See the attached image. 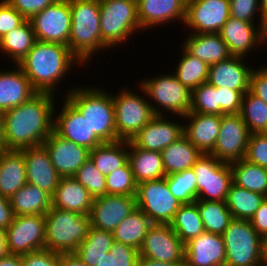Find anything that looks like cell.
I'll return each instance as SVG.
<instances>
[{
	"instance_id": "6da1fadb",
	"label": "cell",
	"mask_w": 267,
	"mask_h": 266,
	"mask_svg": "<svg viewBox=\"0 0 267 266\" xmlns=\"http://www.w3.org/2000/svg\"><path fill=\"white\" fill-rule=\"evenodd\" d=\"M54 95L37 93L3 113L6 150L42 145L54 130Z\"/></svg>"
},
{
	"instance_id": "7a4b0ae2",
	"label": "cell",
	"mask_w": 267,
	"mask_h": 266,
	"mask_svg": "<svg viewBox=\"0 0 267 266\" xmlns=\"http://www.w3.org/2000/svg\"><path fill=\"white\" fill-rule=\"evenodd\" d=\"M76 63L83 65L68 46L36 41L32 49L17 65L38 93L55 95L54 91L60 79L62 80Z\"/></svg>"
},
{
	"instance_id": "3957f363",
	"label": "cell",
	"mask_w": 267,
	"mask_h": 266,
	"mask_svg": "<svg viewBox=\"0 0 267 266\" xmlns=\"http://www.w3.org/2000/svg\"><path fill=\"white\" fill-rule=\"evenodd\" d=\"M69 4L72 23L68 47L82 64H87L96 51L107 49L100 32V2L69 0Z\"/></svg>"
},
{
	"instance_id": "277c9868",
	"label": "cell",
	"mask_w": 267,
	"mask_h": 266,
	"mask_svg": "<svg viewBox=\"0 0 267 266\" xmlns=\"http://www.w3.org/2000/svg\"><path fill=\"white\" fill-rule=\"evenodd\" d=\"M68 91L65 98L86 119L91 132L102 142L117 141L112 94L96 87H74Z\"/></svg>"
},
{
	"instance_id": "5b68a950",
	"label": "cell",
	"mask_w": 267,
	"mask_h": 266,
	"mask_svg": "<svg viewBox=\"0 0 267 266\" xmlns=\"http://www.w3.org/2000/svg\"><path fill=\"white\" fill-rule=\"evenodd\" d=\"M89 215L52 207L45 214V249L74 253L90 227Z\"/></svg>"
},
{
	"instance_id": "8992f818",
	"label": "cell",
	"mask_w": 267,
	"mask_h": 266,
	"mask_svg": "<svg viewBox=\"0 0 267 266\" xmlns=\"http://www.w3.org/2000/svg\"><path fill=\"white\" fill-rule=\"evenodd\" d=\"M100 32L106 48L127 41L141 30L137 15V2L133 0H99ZM140 28V29H139Z\"/></svg>"
},
{
	"instance_id": "52a82bcc",
	"label": "cell",
	"mask_w": 267,
	"mask_h": 266,
	"mask_svg": "<svg viewBox=\"0 0 267 266\" xmlns=\"http://www.w3.org/2000/svg\"><path fill=\"white\" fill-rule=\"evenodd\" d=\"M225 264L230 266H265L262 257V238L250 220L233 219L222 235Z\"/></svg>"
},
{
	"instance_id": "ba28073f",
	"label": "cell",
	"mask_w": 267,
	"mask_h": 266,
	"mask_svg": "<svg viewBox=\"0 0 267 266\" xmlns=\"http://www.w3.org/2000/svg\"><path fill=\"white\" fill-rule=\"evenodd\" d=\"M139 85L143 94L159 105L160 108L150 104L155 115H164V112H161L164 109L180 117L190 112L192 91L178 81L174 73L142 80Z\"/></svg>"
},
{
	"instance_id": "9c48e42d",
	"label": "cell",
	"mask_w": 267,
	"mask_h": 266,
	"mask_svg": "<svg viewBox=\"0 0 267 266\" xmlns=\"http://www.w3.org/2000/svg\"><path fill=\"white\" fill-rule=\"evenodd\" d=\"M128 90L112 95L117 140L121 141H131L155 116L150 106L151 102L141 97L142 95H136L132 90Z\"/></svg>"
},
{
	"instance_id": "30bf717a",
	"label": "cell",
	"mask_w": 267,
	"mask_h": 266,
	"mask_svg": "<svg viewBox=\"0 0 267 266\" xmlns=\"http://www.w3.org/2000/svg\"><path fill=\"white\" fill-rule=\"evenodd\" d=\"M192 168L197 180V200L225 202L233 183L230 164L202 153Z\"/></svg>"
},
{
	"instance_id": "8fae6325",
	"label": "cell",
	"mask_w": 267,
	"mask_h": 266,
	"mask_svg": "<svg viewBox=\"0 0 267 266\" xmlns=\"http://www.w3.org/2000/svg\"><path fill=\"white\" fill-rule=\"evenodd\" d=\"M136 203L153 224H170L182 205L169 191L165 178L139 183Z\"/></svg>"
},
{
	"instance_id": "7c38bea8",
	"label": "cell",
	"mask_w": 267,
	"mask_h": 266,
	"mask_svg": "<svg viewBox=\"0 0 267 266\" xmlns=\"http://www.w3.org/2000/svg\"><path fill=\"white\" fill-rule=\"evenodd\" d=\"M36 40L68 46L71 33L69 0H57L30 20Z\"/></svg>"
},
{
	"instance_id": "4fadbf2b",
	"label": "cell",
	"mask_w": 267,
	"mask_h": 266,
	"mask_svg": "<svg viewBox=\"0 0 267 266\" xmlns=\"http://www.w3.org/2000/svg\"><path fill=\"white\" fill-rule=\"evenodd\" d=\"M250 133L240 113L221 115L219 134L213 151L217 160L233 163L244 159Z\"/></svg>"
},
{
	"instance_id": "5bb4252c",
	"label": "cell",
	"mask_w": 267,
	"mask_h": 266,
	"mask_svg": "<svg viewBox=\"0 0 267 266\" xmlns=\"http://www.w3.org/2000/svg\"><path fill=\"white\" fill-rule=\"evenodd\" d=\"M10 253L23 255L45 249V215L14 216L6 229Z\"/></svg>"
},
{
	"instance_id": "9a60e30c",
	"label": "cell",
	"mask_w": 267,
	"mask_h": 266,
	"mask_svg": "<svg viewBox=\"0 0 267 266\" xmlns=\"http://www.w3.org/2000/svg\"><path fill=\"white\" fill-rule=\"evenodd\" d=\"M139 256L160 262L185 263V244L170 224H153L145 235Z\"/></svg>"
},
{
	"instance_id": "2e32d148",
	"label": "cell",
	"mask_w": 267,
	"mask_h": 266,
	"mask_svg": "<svg viewBox=\"0 0 267 266\" xmlns=\"http://www.w3.org/2000/svg\"><path fill=\"white\" fill-rule=\"evenodd\" d=\"M230 17V0H187L184 24L192 33H219Z\"/></svg>"
},
{
	"instance_id": "e0dca14e",
	"label": "cell",
	"mask_w": 267,
	"mask_h": 266,
	"mask_svg": "<svg viewBox=\"0 0 267 266\" xmlns=\"http://www.w3.org/2000/svg\"><path fill=\"white\" fill-rule=\"evenodd\" d=\"M136 208V196L106 194L96 197L89 214L90 225L99 230L114 232Z\"/></svg>"
},
{
	"instance_id": "ac0fdd59",
	"label": "cell",
	"mask_w": 267,
	"mask_h": 266,
	"mask_svg": "<svg viewBox=\"0 0 267 266\" xmlns=\"http://www.w3.org/2000/svg\"><path fill=\"white\" fill-rule=\"evenodd\" d=\"M61 177H72L89 158L90 150L59 136L54 130L42 143Z\"/></svg>"
},
{
	"instance_id": "d6986e66",
	"label": "cell",
	"mask_w": 267,
	"mask_h": 266,
	"mask_svg": "<svg viewBox=\"0 0 267 266\" xmlns=\"http://www.w3.org/2000/svg\"><path fill=\"white\" fill-rule=\"evenodd\" d=\"M62 110L54 117V131L64 139L86 147L90 151L103 142L93 133L86 119L67 100L63 102Z\"/></svg>"
},
{
	"instance_id": "ffe728a7",
	"label": "cell",
	"mask_w": 267,
	"mask_h": 266,
	"mask_svg": "<svg viewBox=\"0 0 267 266\" xmlns=\"http://www.w3.org/2000/svg\"><path fill=\"white\" fill-rule=\"evenodd\" d=\"M19 151L25 160L27 183L45 190L52 196L61 176L53 166L46 148L39 145L22 148Z\"/></svg>"
},
{
	"instance_id": "44dd1931",
	"label": "cell",
	"mask_w": 267,
	"mask_h": 266,
	"mask_svg": "<svg viewBox=\"0 0 267 266\" xmlns=\"http://www.w3.org/2000/svg\"><path fill=\"white\" fill-rule=\"evenodd\" d=\"M254 23L241 21L229 17L224 26L220 29L219 35L227 44L232 56L245 57L255 44L267 42V33L261 28L254 26Z\"/></svg>"
},
{
	"instance_id": "7402d4cb",
	"label": "cell",
	"mask_w": 267,
	"mask_h": 266,
	"mask_svg": "<svg viewBox=\"0 0 267 266\" xmlns=\"http://www.w3.org/2000/svg\"><path fill=\"white\" fill-rule=\"evenodd\" d=\"M183 135L182 124L165 119V115H155L131 142L143 150L162 152Z\"/></svg>"
},
{
	"instance_id": "603a6c76",
	"label": "cell",
	"mask_w": 267,
	"mask_h": 266,
	"mask_svg": "<svg viewBox=\"0 0 267 266\" xmlns=\"http://www.w3.org/2000/svg\"><path fill=\"white\" fill-rule=\"evenodd\" d=\"M243 58L230 56L222 62L210 65L207 82L214 87H225L245 94L250 90V75L253 67L245 65Z\"/></svg>"
},
{
	"instance_id": "cb8c5ba5",
	"label": "cell",
	"mask_w": 267,
	"mask_h": 266,
	"mask_svg": "<svg viewBox=\"0 0 267 266\" xmlns=\"http://www.w3.org/2000/svg\"><path fill=\"white\" fill-rule=\"evenodd\" d=\"M226 251L222 235L203 232L185 244L184 266L225 264Z\"/></svg>"
},
{
	"instance_id": "d4e9b609",
	"label": "cell",
	"mask_w": 267,
	"mask_h": 266,
	"mask_svg": "<svg viewBox=\"0 0 267 266\" xmlns=\"http://www.w3.org/2000/svg\"><path fill=\"white\" fill-rule=\"evenodd\" d=\"M187 0H138L137 15L141 29L182 21L184 23Z\"/></svg>"
},
{
	"instance_id": "484cf974",
	"label": "cell",
	"mask_w": 267,
	"mask_h": 266,
	"mask_svg": "<svg viewBox=\"0 0 267 266\" xmlns=\"http://www.w3.org/2000/svg\"><path fill=\"white\" fill-rule=\"evenodd\" d=\"M183 117V119L191 120L187 125L183 124L184 136L201 153L210 154L214 149L219 134L221 115L189 112Z\"/></svg>"
},
{
	"instance_id": "4316f807",
	"label": "cell",
	"mask_w": 267,
	"mask_h": 266,
	"mask_svg": "<svg viewBox=\"0 0 267 266\" xmlns=\"http://www.w3.org/2000/svg\"><path fill=\"white\" fill-rule=\"evenodd\" d=\"M0 71V112L4 113L30 100L38 92L22 69Z\"/></svg>"
},
{
	"instance_id": "83f0119b",
	"label": "cell",
	"mask_w": 267,
	"mask_h": 266,
	"mask_svg": "<svg viewBox=\"0 0 267 266\" xmlns=\"http://www.w3.org/2000/svg\"><path fill=\"white\" fill-rule=\"evenodd\" d=\"M93 199L88 190L73 176L61 177L52 195V207L89 215Z\"/></svg>"
},
{
	"instance_id": "f1b7e54d",
	"label": "cell",
	"mask_w": 267,
	"mask_h": 266,
	"mask_svg": "<svg viewBox=\"0 0 267 266\" xmlns=\"http://www.w3.org/2000/svg\"><path fill=\"white\" fill-rule=\"evenodd\" d=\"M182 44L192 56L209 66L232 56L219 33H191Z\"/></svg>"
},
{
	"instance_id": "f546056e",
	"label": "cell",
	"mask_w": 267,
	"mask_h": 266,
	"mask_svg": "<svg viewBox=\"0 0 267 266\" xmlns=\"http://www.w3.org/2000/svg\"><path fill=\"white\" fill-rule=\"evenodd\" d=\"M26 169L23 154L19 150L0 153V195L10 199L25 184Z\"/></svg>"
},
{
	"instance_id": "4dcf8cb0",
	"label": "cell",
	"mask_w": 267,
	"mask_h": 266,
	"mask_svg": "<svg viewBox=\"0 0 267 266\" xmlns=\"http://www.w3.org/2000/svg\"><path fill=\"white\" fill-rule=\"evenodd\" d=\"M128 147V162L137 184L162 179L166 176L161 152L143 150L131 141H128Z\"/></svg>"
},
{
	"instance_id": "1f68e13d",
	"label": "cell",
	"mask_w": 267,
	"mask_h": 266,
	"mask_svg": "<svg viewBox=\"0 0 267 266\" xmlns=\"http://www.w3.org/2000/svg\"><path fill=\"white\" fill-rule=\"evenodd\" d=\"M9 200L14 216L45 215L52 208V196L30 183H26Z\"/></svg>"
},
{
	"instance_id": "d6a6232c",
	"label": "cell",
	"mask_w": 267,
	"mask_h": 266,
	"mask_svg": "<svg viewBox=\"0 0 267 266\" xmlns=\"http://www.w3.org/2000/svg\"><path fill=\"white\" fill-rule=\"evenodd\" d=\"M161 153L166 176L192 168L202 155L184 135L171 143Z\"/></svg>"
},
{
	"instance_id": "836d02e7",
	"label": "cell",
	"mask_w": 267,
	"mask_h": 266,
	"mask_svg": "<svg viewBox=\"0 0 267 266\" xmlns=\"http://www.w3.org/2000/svg\"><path fill=\"white\" fill-rule=\"evenodd\" d=\"M89 158L106 177L128 162V141L103 142L90 151Z\"/></svg>"
},
{
	"instance_id": "e575fe53",
	"label": "cell",
	"mask_w": 267,
	"mask_h": 266,
	"mask_svg": "<svg viewBox=\"0 0 267 266\" xmlns=\"http://www.w3.org/2000/svg\"><path fill=\"white\" fill-rule=\"evenodd\" d=\"M153 225L149 217L139 208H136L114 230V240L129 245L139 251L145 235Z\"/></svg>"
},
{
	"instance_id": "d590c367",
	"label": "cell",
	"mask_w": 267,
	"mask_h": 266,
	"mask_svg": "<svg viewBox=\"0 0 267 266\" xmlns=\"http://www.w3.org/2000/svg\"><path fill=\"white\" fill-rule=\"evenodd\" d=\"M114 241L113 232L99 230L90 226L87 236L80 243L74 254L87 266H96L97 262L110 251Z\"/></svg>"
},
{
	"instance_id": "8d00e7d4",
	"label": "cell",
	"mask_w": 267,
	"mask_h": 266,
	"mask_svg": "<svg viewBox=\"0 0 267 266\" xmlns=\"http://www.w3.org/2000/svg\"><path fill=\"white\" fill-rule=\"evenodd\" d=\"M32 24L26 20L21 26L13 29L0 39V51L18 64L32 49L36 42Z\"/></svg>"
},
{
	"instance_id": "74e56055",
	"label": "cell",
	"mask_w": 267,
	"mask_h": 266,
	"mask_svg": "<svg viewBox=\"0 0 267 266\" xmlns=\"http://www.w3.org/2000/svg\"><path fill=\"white\" fill-rule=\"evenodd\" d=\"M266 196L249 191L232 183L226 198V205L233 219L251 220Z\"/></svg>"
},
{
	"instance_id": "f35d334b",
	"label": "cell",
	"mask_w": 267,
	"mask_h": 266,
	"mask_svg": "<svg viewBox=\"0 0 267 266\" xmlns=\"http://www.w3.org/2000/svg\"><path fill=\"white\" fill-rule=\"evenodd\" d=\"M233 183L267 197V168L248 162L246 159L230 164Z\"/></svg>"
},
{
	"instance_id": "ab89813d",
	"label": "cell",
	"mask_w": 267,
	"mask_h": 266,
	"mask_svg": "<svg viewBox=\"0 0 267 266\" xmlns=\"http://www.w3.org/2000/svg\"><path fill=\"white\" fill-rule=\"evenodd\" d=\"M170 226L184 244L205 232L197 202L182 204Z\"/></svg>"
},
{
	"instance_id": "60d3db41",
	"label": "cell",
	"mask_w": 267,
	"mask_h": 266,
	"mask_svg": "<svg viewBox=\"0 0 267 266\" xmlns=\"http://www.w3.org/2000/svg\"><path fill=\"white\" fill-rule=\"evenodd\" d=\"M205 232L223 235L233 220L226 202L196 200Z\"/></svg>"
},
{
	"instance_id": "b9f144b4",
	"label": "cell",
	"mask_w": 267,
	"mask_h": 266,
	"mask_svg": "<svg viewBox=\"0 0 267 266\" xmlns=\"http://www.w3.org/2000/svg\"><path fill=\"white\" fill-rule=\"evenodd\" d=\"M182 58L179 60L177 69L174 72L180 81L190 91L207 82L209 65L203 60L192 56L183 46Z\"/></svg>"
},
{
	"instance_id": "7bdbcfd3",
	"label": "cell",
	"mask_w": 267,
	"mask_h": 266,
	"mask_svg": "<svg viewBox=\"0 0 267 266\" xmlns=\"http://www.w3.org/2000/svg\"><path fill=\"white\" fill-rule=\"evenodd\" d=\"M240 115L250 134L267 133V103L250 90L242 97Z\"/></svg>"
},
{
	"instance_id": "ee69618b",
	"label": "cell",
	"mask_w": 267,
	"mask_h": 266,
	"mask_svg": "<svg viewBox=\"0 0 267 266\" xmlns=\"http://www.w3.org/2000/svg\"><path fill=\"white\" fill-rule=\"evenodd\" d=\"M169 191L181 204H191L197 200L196 175L193 168L164 177Z\"/></svg>"
},
{
	"instance_id": "f6af8a7d",
	"label": "cell",
	"mask_w": 267,
	"mask_h": 266,
	"mask_svg": "<svg viewBox=\"0 0 267 266\" xmlns=\"http://www.w3.org/2000/svg\"><path fill=\"white\" fill-rule=\"evenodd\" d=\"M190 112L221 115L217 87L204 82L192 91Z\"/></svg>"
},
{
	"instance_id": "bcb514c9",
	"label": "cell",
	"mask_w": 267,
	"mask_h": 266,
	"mask_svg": "<svg viewBox=\"0 0 267 266\" xmlns=\"http://www.w3.org/2000/svg\"><path fill=\"white\" fill-rule=\"evenodd\" d=\"M137 187L129 162L106 176V194L136 196Z\"/></svg>"
},
{
	"instance_id": "7dc6e473",
	"label": "cell",
	"mask_w": 267,
	"mask_h": 266,
	"mask_svg": "<svg viewBox=\"0 0 267 266\" xmlns=\"http://www.w3.org/2000/svg\"><path fill=\"white\" fill-rule=\"evenodd\" d=\"M90 193L93 198L106 195V177L88 158L73 176Z\"/></svg>"
},
{
	"instance_id": "c3c4849f",
	"label": "cell",
	"mask_w": 267,
	"mask_h": 266,
	"mask_svg": "<svg viewBox=\"0 0 267 266\" xmlns=\"http://www.w3.org/2000/svg\"><path fill=\"white\" fill-rule=\"evenodd\" d=\"M244 159L267 168V133L250 134Z\"/></svg>"
},
{
	"instance_id": "681fc988",
	"label": "cell",
	"mask_w": 267,
	"mask_h": 266,
	"mask_svg": "<svg viewBox=\"0 0 267 266\" xmlns=\"http://www.w3.org/2000/svg\"><path fill=\"white\" fill-rule=\"evenodd\" d=\"M109 252L111 266H138L139 251L129 245L114 241Z\"/></svg>"
},
{
	"instance_id": "f907efd6",
	"label": "cell",
	"mask_w": 267,
	"mask_h": 266,
	"mask_svg": "<svg viewBox=\"0 0 267 266\" xmlns=\"http://www.w3.org/2000/svg\"><path fill=\"white\" fill-rule=\"evenodd\" d=\"M25 21L26 19L6 0L0 2V39Z\"/></svg>"
},
{
	"instance_id": "816d5d0a",
	"label": "cell",
	"mask_w": 267,
	"mask_h": 266,
	"mask_svg": "<svg viewBox=\"0 0 267 266\" xmlns=\"http://www.w3.org/2000/svg\"><path fill=\"white\" fill-rule=\"evenodd\" d=\"M256 10L260 11V0H230V16L238 20L253 23Z\"/></svg>"
},
{
	"instance_id": "f5cc1de1",
	"label": "cell",
	"mask_w": 267,
	"mask_h": 266,
	"mask_svg": "<svg viewBox=\"0 0 267 266\" xmlns=\"http://www.w3.org/2000/svg\"><path fill=\"white\" fill-rule=\"evenodd\" d=\"M217 91H219L221 115L240 113L242 97L244 95L241 91L232 90L225 87H217Z\"/></svg>"
},
{
	"instance_id": "db71d44e",
	"label": "cell",
	"mask_w": 267,
	"mask_h": 266,
	"mask_svg": "<svg viewBox=\"0 0 267 266\" xmlns=\"http://www.w3.org/2000/svg\"><path fill=\"white\" fill-rule=\"evenodd\" d=\"M14 7L26 20H30L34 15L44 10L47 6L57 0H6Z\"/></svg>"
},
{
	"instance_id": "11a10c76",
	"label": "cell",
	"mask_w": 267,
	"mask_h": 266,
	"mask_svg": "<svg viewBox=\"0 0 267 266\" xmlns=\"http://www.w3.org/2000/svg\"><path fill=\"white\" fill-rule=\"evenodd\" d=\"M23 266H59V253L48 249L23 254Z\"/></svg>"
},
{
	"instance_id": "9f6ffc18",
	"label": "cell",
	"mask_w": 267,
	"mask_h": 266,
	"mask_svg": "<svg viewBox=\"0 0 267 266\" xmlns=\"http://www.w3.org/2000/svg\"><path fill=\"white\" fill-rule=\"evenodd\" d=\"M250 91L267 103V66L253 69L250 75Z\"/></svg>"
},
{
	"instance_id": "6f0895ef",
	"label": "cell",
	"mask_w": 267,
	"mask_h": 266,
	"mask_svg": "<svg viewBox=\"0 0 267 266\" xmlns=\"http://www.w3.org/2000/svg\"><path fill=\"white\" fill-rule=\"evenodd\" d=\"M250 222L261 238L267 234V197L257 209Z\"/></svg>"
},
{
	"instance_id": "680465c9",
	"label": "cell",
	"mask_w": 267,
	"mask_h": 266,
	"mask_svg": "<svg viewBox=\"0 0 267 266\" xmlns=\"http://www.w3.org/2000/svg\"><path fill=\"white\" fill-rule=\"evenodd\" d=\"M13 218L10 200L0 195V226L7 229L12 224Z\"/></svg>"
},
{
	"instance_id": "91938a15",
	"label": "cell",
	"mask_w": 267,
	"mask_h": 266,
	"mask_svg": "<svg viewBox=\"0 0 267 266\" xmlns=\"http://www.w3.org/2000/svg\"><path fill=\"white\" fill-rule=\"evenodd\" d=\"M59 266H87L74 253H59Z\"/></svg>"
},
{
	"instance_id": "94428289",
	"label": "cell",
	"mask_w": 267,
	"mask_h": 266,
	"mask_svg": "<svg viewBox=\"0 0 267 266\" xmlns=\"http://www.w3.org/2000/svg\"><path fill=\"white\" fill-rule=\"evenodd\" d=\"M0 266H23L22 256L9 253L3 258H0Z\"/></svg>"
},
{
	"instance_id": "6125c7cd",
	"label": "cell",
	"mask_w": 267,
	"mask_h": 266,
	"mask_svg": "<svg viewBox=\"0 0 267 266\" xmlns=\"http://www.w3.org/2000/svg\"><path fill=\"white\" fill-rule=\"evenodd\" d=\"M184 264L185 263L160 262L143 256H139L138 260V266H184Z\"/></svg>"
},
{
	"instance_id": "be15d7a7",
	"label": "cell",
	"mask_w": 267,
	"mask_h": 266,
	"mask_svg": "<svg viewBox=\"0 0 267 266\" xmlns=\"http://www.w3.org/2000/svg\"><path fill=\"white\" fill-rule=\"evenodd\" d=\"M260 21L258 24L267 33V0H260Z\"/></svg>"
},
{
	"instance_id": "e7e4bbea",
	"label": "cell",
	"mask_w": 267,
	"mask_h": 266,
	"mask_svg": "<svg viewBox=\"0 0 267 266\" xmlns=\"http://www.w3.org/2000/svg\"><path fill=\"white\" fill-rule=\"evenodd\" d=\"M9 253L10 252L8 249L7 239H6V229L0 226V258H3Z\"/></svg>"
},
{
	"instance_id": "03108f58",
	"label": "cell",
	"mask_w": 267,
	"mask_h": 266,
	"mask_svg": "<svg viewBox=\"0 0 267 266\" xmlns=\"http://www.w3.org/2000/svg\"><path fill=\"white\" fill-rule=\"evenodd\" d=\"M6 150L4 139V115L0 112V153Z\"/></svg>"
},
{
	"instance_id": "003e7915",
	"label": "cell",
	"mask_w": 267,
	"mask_h": 266,
	"mask_svg": "<svg viewBox=\"0 0 267 266\" xmlns=\"http://www.w3.org/2000/svg\"><path fill=\"white\" fill-rule=\"evenodd\" d=\"M96 266H111V254L107 252L96 264Z\"/></svg>"
},
{
	"instance_id": "a7ac6f4b",
	"label": "cell",
	"mask_w": 267,
	"mask_h": 266,
	"mask_svg": "<svg viewBox=\"0 0 267 266\" xmlns=\"http://www.w3.org/2000/svg\"><path fill=\"white\" fill-rule=\"evenodd\" d=\"M262 257L264 265L267 266V234L262 238Z\"/></svg>"
},
{
	"instance_id": "89a4df30",
	"label": "cell",
	"mask_w": 267,
	"mask_h": 266,
	"mask_svg": "<svg viewBox=\"0 0 267 266\" xmlns=\"http://www.w3.org/2000/svg\"><path fill=\"white\" fill-rule=\"evenodd\" d=\"M217 266H230L228 264H217Z\"/></svg>"
}]
</instances>
